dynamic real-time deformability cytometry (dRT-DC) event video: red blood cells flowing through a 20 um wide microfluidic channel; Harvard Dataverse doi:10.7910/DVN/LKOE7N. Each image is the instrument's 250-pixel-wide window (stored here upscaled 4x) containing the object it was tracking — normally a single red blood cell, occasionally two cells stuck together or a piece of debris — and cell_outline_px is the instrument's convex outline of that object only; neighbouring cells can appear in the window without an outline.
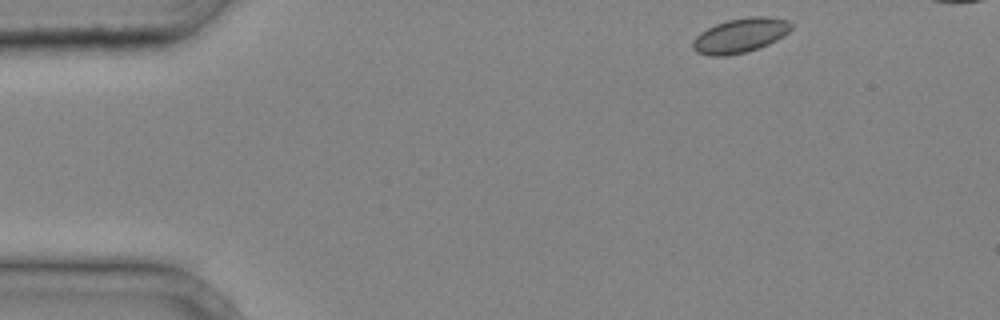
{"species": "common noctule bat (a hibernating species)", "species_latin": "Nyctalus noctula", "temperature_condition": "cold", "stored_images_in_passage": 30, "camera_frame_rate_fps": 3000, "um_per_image_px": 0.085, "animal": {"sex": "male", "body_mass_g": 20.4}, "frame": {"image": 1, "passage_image": 1, "time_ms": 0.0, "image_size_px": [1000, 320], "cell_outline_px": [[792, 28], [788, 32], [776, 40], [768, 44], [748, 52], [728, 56], [712, 56], [696, 52], [692, 48], [692, 40], [700, 32], [716, 24], [728, 20], [748, 16], [764, 16], [788, 20], [792, 24]], "centroid_in_image_um": [62.9, 3.02], "position_along_channel_um": 22.1, "area_um2": 19.88}}
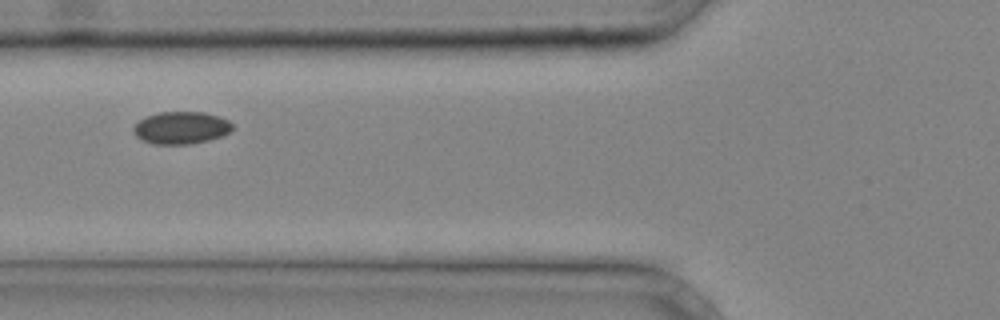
{"frame": {"image": 2, "passage_image": 11, "time_ms": 3.333, "image_size_px": [1000, 320], "cell_outline_px": [[232, 128], [228, 132], [220, 136], [208, 140], [192, 144], [152, 144], [140, 140], [132, 132], [132, 128], [144, 116], [156, 112], [204, 112], [220, 116], [228, 120], [232, 124]], "centroid_in_image_um": [15.34, 10.86], "position_along_channel_um": 110.5, "area_um2": 18.84}}
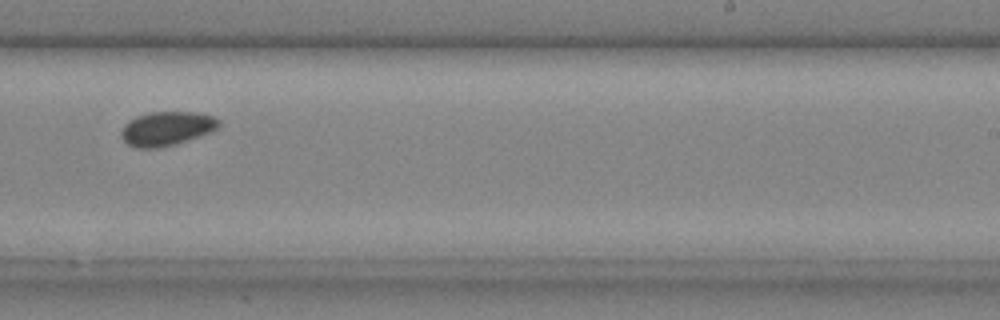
{"frame": {"image": 3, "passage_image": 21, "time_ms": 6.667, "image_size_px": [1000, 320], "cell_outline_px": [[220, 124], [212, 132], [176, 144], [160, 148], [136, 148], [128, 144], [120, 136], [120, 132], [124, 124], [128, 120], [136, 116], [148, 112], [196, 112], [216, 116], [220, 120]], "centroid_in_image_um": [14.17, 10.92], "position_along_channel_um": 274.8, "area_um2": 19.71}}